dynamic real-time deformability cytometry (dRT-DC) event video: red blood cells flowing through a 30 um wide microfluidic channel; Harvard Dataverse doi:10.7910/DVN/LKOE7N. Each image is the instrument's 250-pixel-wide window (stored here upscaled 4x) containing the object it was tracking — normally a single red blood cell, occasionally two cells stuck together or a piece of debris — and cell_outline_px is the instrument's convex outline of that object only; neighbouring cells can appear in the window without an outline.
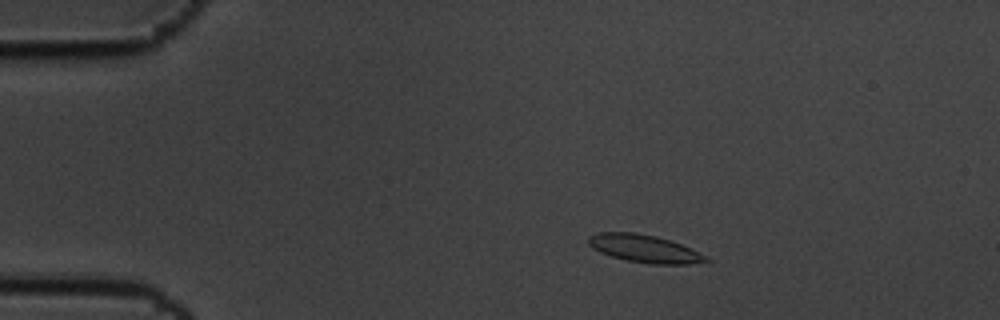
{"species": "common noctule bat (a hibernating species)", "species_latin": "Nyctalus noctula", "temperature_condition": "cold", "stored_images_in_passage": 53, "camera_frame_rate_fps": 3000, "um_per_image_px": 0.085, "animal": {"sex": "male", "body_mass_g": 19.5, "forearm_length_mm": 54.6}, "frame": {"image": 1, "passage_image": 5, "time_ms": 1.333, "image_size_px": [1000, 320], "cell_outline_px": [[712, 260], [688, 264], [652, 264], [628, 260], [612, 256], [600, 252], [592, 248], [588, 244], [588, 236], [596, 232], [636, 232], [656, 236], [680, 244], [708, 256]], "centroid_in_image_um": [54.75, 21.12], "position_along_channel_um": 30.2, "area_um2": 18.9}}
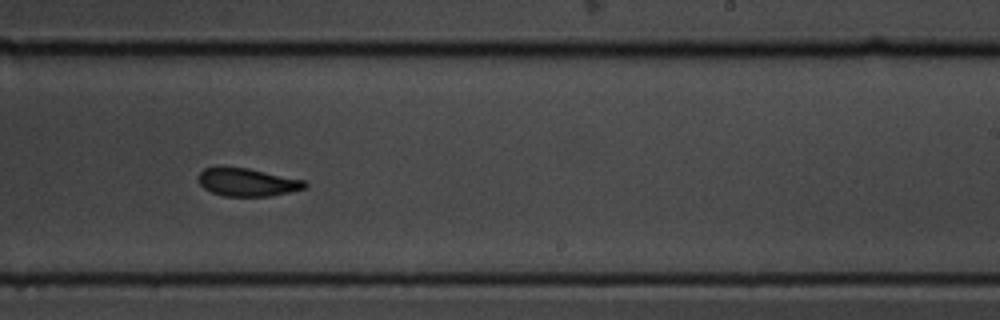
{"frame": {"image": 2, "passage_image": 31, "time_ms": 10.0, "image_size_px": [1000, 320], "cell_outline_px": [[308, 188], [268, 196], [224, 196], [212, 192], [204, 188], [200, 184], [196, 176], [204, 168], [248, 168], [304, 180], [308, 184]], "centroid_in_image_um": [21.03, 15.5], "position_along_channel_um": 268.0, "area_um2": 17.17}}
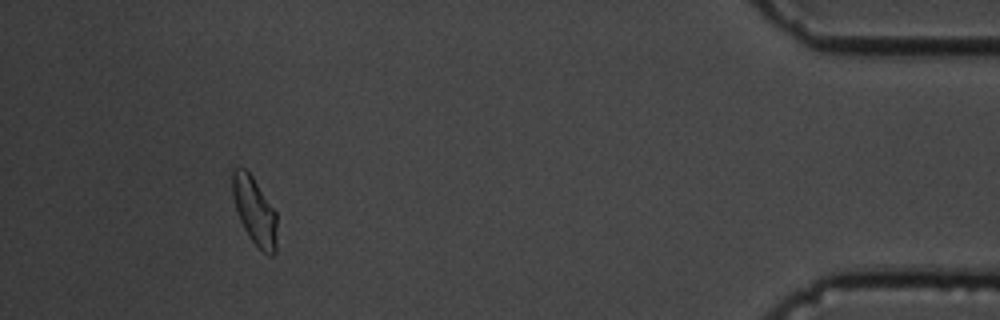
{"frame": {"image": 3, "passage_image": 49, "time_ms": 16.0, "image_size_px": [1000, 320], "cell_outline_px": [[276, 252], [272, 256], [268, 256], [248, 236], [240, 220], [232, 196], [232, 168], [244, 168], [252, 176], [276, 212]], "centroid_in_image_um": [21.63, 17.93], "position_along_channel_um": 413.6, "area_um2": 17.34}, "authors_computed_cell_mechanics": {"area_um2": 17.9758, "velocity_mm_per_s": 3.3993, "shape_relaxation_time_tau1_ms": 3.8536, "shape_relaxation_time_tau2_ms": 2.1654, "deformation_change_tau1": 0.1152, "deformation_change_tau2": 0.0554}}